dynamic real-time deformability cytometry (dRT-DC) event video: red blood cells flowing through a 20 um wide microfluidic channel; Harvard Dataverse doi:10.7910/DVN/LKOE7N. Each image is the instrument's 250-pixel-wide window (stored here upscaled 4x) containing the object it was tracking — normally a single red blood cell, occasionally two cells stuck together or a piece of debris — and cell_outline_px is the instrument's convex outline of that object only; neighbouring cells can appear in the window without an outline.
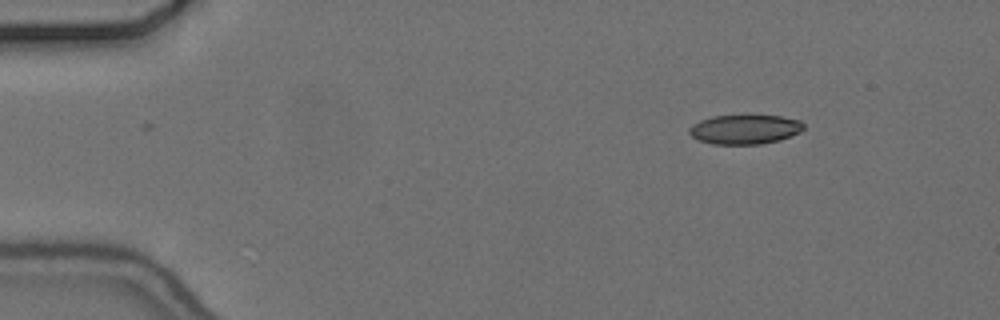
{"species": "common noctule bat (a hibernating species)", "species_latin": "Nyctalus noctula", "temperature_condition": "cold", "stored_images_in_passage": 49, "camera_frame_rate_fps": 3000, "um_per_image_px": 0.085, "animal": {"sex": "female", "body_mass_g": 24.6, "forearm_length_mm": 56.2}, "frame": {"image": 1, "passage_image": 1, "time_ms": 0.0, "image_size_px": [1000, 320], "cell_outline_px": [[804, 128], [800, 132], [780, 140], [760, 144], [712, 144], [700, 140], [692, 136], [688, 132], [688, 128], [692, 124], [700, 120], [712, 116], [780, 116], [800, 120], [804, 124]], "centroid_in_image_um": [63.3, 11.0], "position_along_channel_um": 21.7, "area_um2": 19.54}}
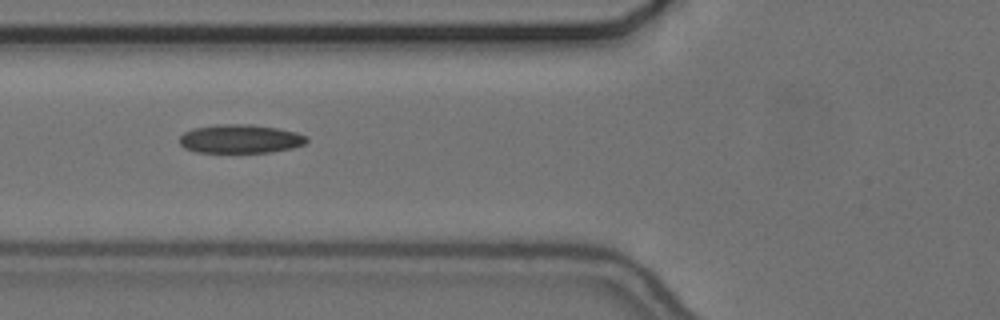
{"frame": {"image": 2, "passage_image": 15, "time_ms": 4.667, "image_size_px": [1000, 320], "cell_outline_px": [[308, 140], [304, 144], [292, 148], [272, 152], [196, 152], [184, 148], [180, 144], [180, 136], [184, 132], [192, 128], [216, 124], [252, 124], [276, 128], [296, 132], [308, 136]], "centroid_in_image_um": [20.42, 11.79], "position_along_channel_um": 105.4, "area_um2": 21.39}}
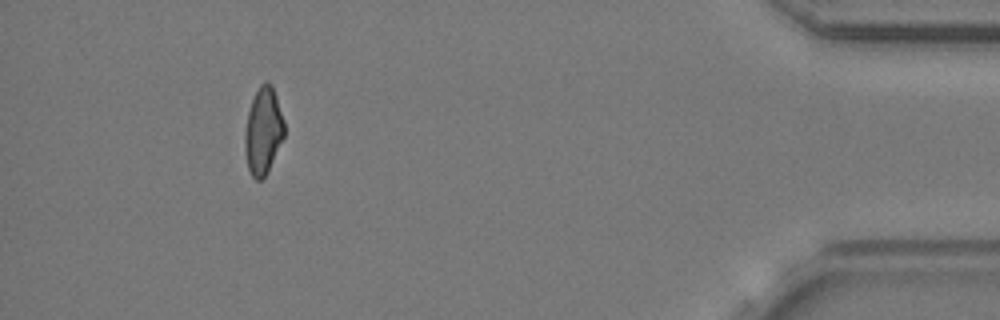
{"frame": {"image": 3, "passage_image": 45, "time_ms": 14.667, "image_size_px": [1000, 320], "cell_outline_px": [[284, 136], [268, 172], [260, 180], [256, 180], [252, 176], [248, 168], [244, 148], [244, 132], [248, 112], [252, 100], [260, 84], [264, 80], [268, 80], [272, 84], [284, 120]], "centroid_in_image_um": [22.37, 11.11], "position_along_channel_um": 412.8, "area_um2": 20.06}, "authors_computed_cell_mechanics": {"area_um2": 20.7502, "velocity_mm_per_s": 3.6828, "shape_relaxation_time_tau1_ms": 8.1185, "shape_relaxation_time_tau2_ms": 8.1641, "deformation_change_tau1": 0.1792, "deformation_change_tau2": 0.1638}}